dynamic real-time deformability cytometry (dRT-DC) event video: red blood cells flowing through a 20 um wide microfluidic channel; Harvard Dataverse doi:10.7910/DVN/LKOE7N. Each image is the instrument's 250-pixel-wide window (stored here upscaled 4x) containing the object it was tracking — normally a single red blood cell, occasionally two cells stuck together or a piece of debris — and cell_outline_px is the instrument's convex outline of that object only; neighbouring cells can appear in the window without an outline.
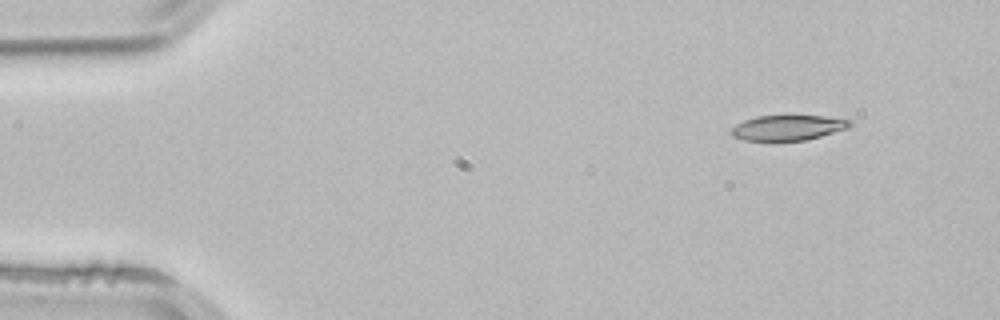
{"species": "common noctule bat (a hibernating species)", "species_latin": "Nyctalus noctula", "temperature_condition": "room temperature", "stored_images_in_passage": 4, "segment_of_instrument_passage": [2, 2], "camera_frame_rate_fps": 3000, "um_per_image_px": 0.085, "animal": {"sex": "male", "body_mass_g": 21.5, "forearm_length_mm": 52.0}, "frame": {"image": 1, "passage_image": 4, "time_ms": 1.0, "image_size_px": [1000, 320], "cell_outline_px": [[852, 124], [848, 128], [820, 136], [804, 140], [744, 140], [732, 136], [732, 128], [736, 124], [744, 120], [756, 116], [824, 116], [852, 120]], "centroid_in_image_um": [66.98, 10.84], "position_along_channel_um": 18.0, "area_um2": 17.17}}